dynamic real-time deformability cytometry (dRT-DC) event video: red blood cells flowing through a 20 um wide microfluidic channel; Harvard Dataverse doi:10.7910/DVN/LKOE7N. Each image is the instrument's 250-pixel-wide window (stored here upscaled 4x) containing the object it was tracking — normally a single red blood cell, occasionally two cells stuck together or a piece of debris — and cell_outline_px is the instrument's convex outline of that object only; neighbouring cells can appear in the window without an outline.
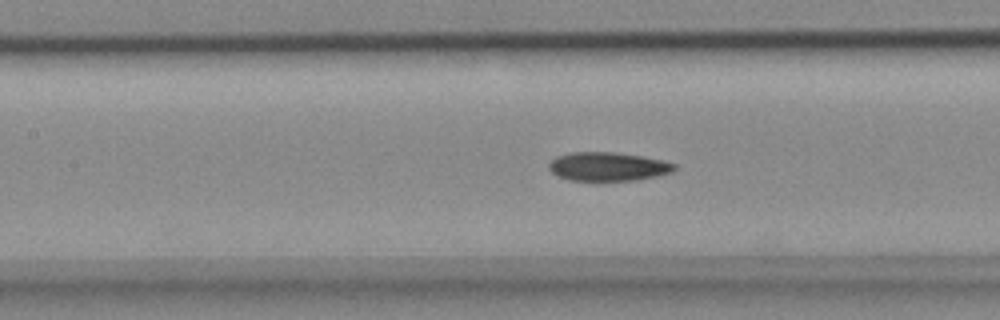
{"species": "common noctule bat (a hibernating species)", "species_latin": "Nyctalus noctula", "temperature_condition": "cold", "stored_images_in_passage": 34, "camera_frame_rate_fps": 3000, "um_per_image_px": 0.085, "animal": {"sex": "female", "body_mass_g": 18.4}, "frame": {"image": 1, "passage_image": 23, "time_ms": 7.333, "image_size_px": [1000, 320], "cell_outline_px": [[676, 168], [672, 172], [640, 180], [568, 180], [556, 176], [548, 168], [548, 164], [556, 156], [572, 152], [616, 152], [640, 156], [660, 160], [676, 164]], "centroid_in_image_um": [51.64, 14.16], "position_along_channel_um": 155.8, "area_um2": 20.98}}
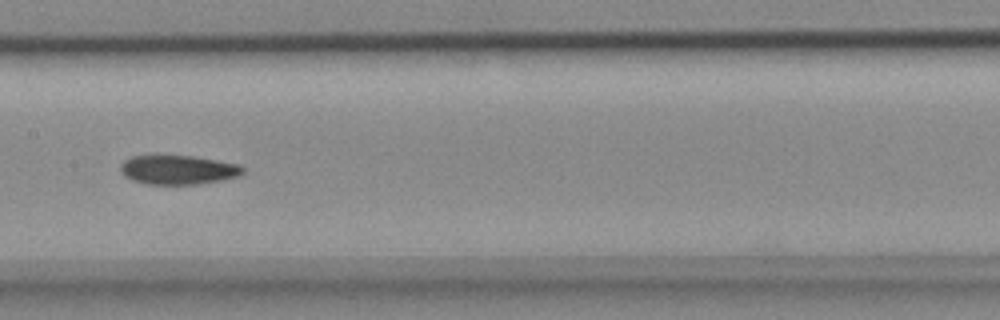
{"frame": {"image": 2, "passage_image": 26, "time_ms": 8.333, "image_size_px": [1000, 320], "cell_outline_px": [[244, 172], [240, 176], [220, 180], [196, 184], [148, 184], [132, 180], [124, 176], [120, 172], [120, 164], [124, 160], [132, 156], [156, 152], [192, 156], [240, 164], [244, 168]], "centroid_in_image_um": [15.07, 14.38], "position_along_channel_um": 192.3, "area_um2": 21.62}}